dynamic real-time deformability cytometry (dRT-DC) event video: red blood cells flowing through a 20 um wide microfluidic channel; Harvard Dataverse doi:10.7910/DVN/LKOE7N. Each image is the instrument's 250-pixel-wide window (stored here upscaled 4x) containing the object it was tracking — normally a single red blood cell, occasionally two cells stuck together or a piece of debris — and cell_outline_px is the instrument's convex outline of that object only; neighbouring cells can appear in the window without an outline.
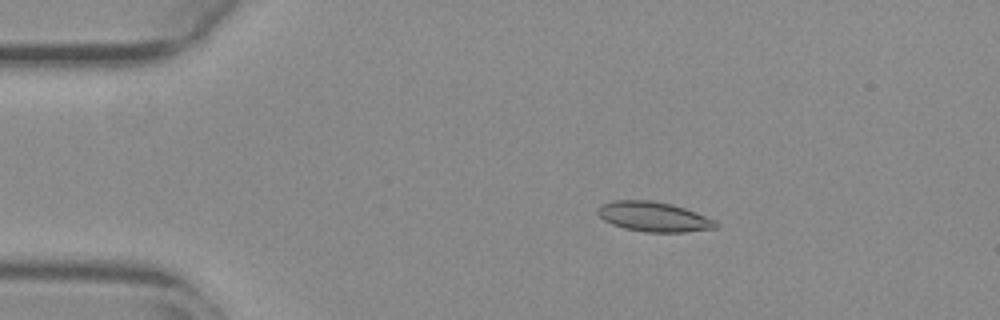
{"species": "common noctule bat (a hibernating species)", "species_latin": "Nyctalus noctula", "temperature_condition": "warm", "stored_images_in_passage": 56, "camera_frame_rate_fps": 3000, "um_per_image_px": 0.085, "animal": {"sex": "female", "body_mass_g": 29.2, "forearm_length_mm": 56.3}, "frame": {"image": 1, "passage_image": 11, "time_ms": 3.333, "image_size_px": [1000, 320], "cell_outline_px": [[716, 228], [684, 232], [644, 232], [624, 228], [612, 224], [604, 220], [596, 212], [596, 208], [612, 200], [652, 200], [672, 204], [696, 212], [716, 220]], "centroid_in_image_um": [55.54, 18.42], "position_along_channel_um": 29.5, "area_um2": 20.52}}
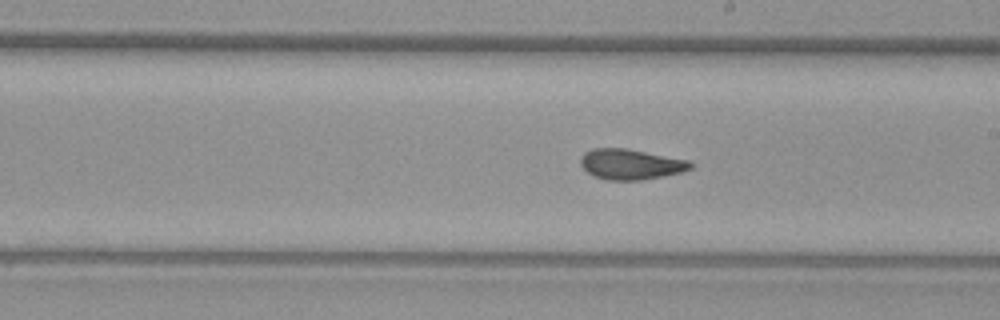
{"frame": {"image": 2, "passage_image": 32, "time_ms": 10.333, "image_size_px": [1000, 320], "cell_outline_px": [[692, 168], [680, 172], [664, 176], [640, 180], [608, 180], [592, 176], [580, 164], [580, 156], [584, 152], [592, 148], [628, 148], [688, 160], [692, 164]], "centroid_in_image_um": [53.57, 13.95], "position_along_channel_um": 235.4, "area_um2": 19.59}}
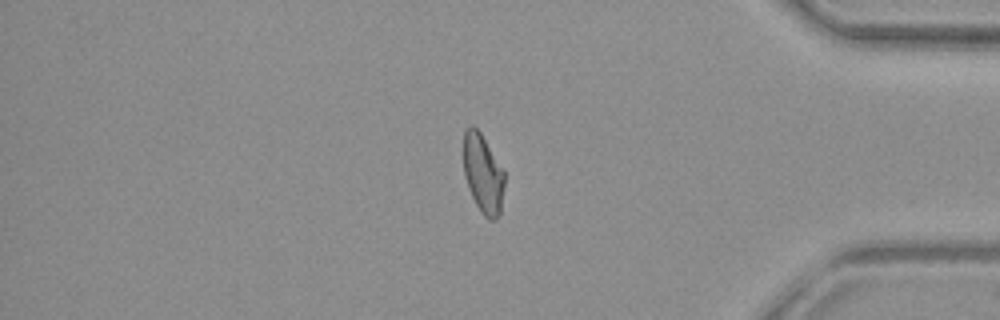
{"frame": {"image": 3, "passage_image": 47, "time_ms": 15.333, "image_size_px": [1000, 320], "cell_outline_px": [[504, 184], [500, 212], [496, 220], [488, 220], [480, 212], [468, 188], [464, 176], [464, 132], [472, 124], [480, 132], [504, 168]], "centroid_in_image_um": [41.06, 14.78], "position_along_channel_um": 394.1, "area_um2": 18.96}, "authors_computed_cell_mechanics": {"area_um2": 19.6809, "velocity_mm_per_s": 3.7736, "shape_relaxation_time_tau1_ms": null, "shape_relaxation_time_tau2_ms": 1.7493, "deformation_change_tau1": null, "deformation_change_tau2": 0.0694}}